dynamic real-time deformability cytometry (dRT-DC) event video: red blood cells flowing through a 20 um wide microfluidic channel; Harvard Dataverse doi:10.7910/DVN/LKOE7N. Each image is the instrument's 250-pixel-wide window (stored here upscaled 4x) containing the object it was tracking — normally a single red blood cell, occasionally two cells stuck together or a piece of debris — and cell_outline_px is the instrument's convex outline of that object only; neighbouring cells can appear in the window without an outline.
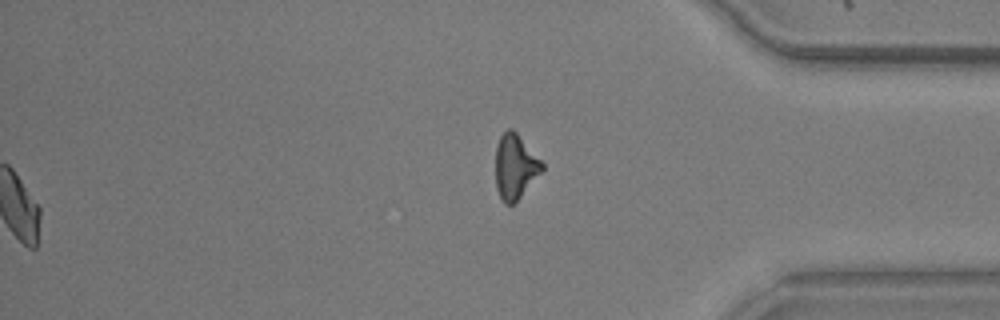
{"species": "common noctule bat (a hibernating species)", "species_latin": "Nyctalus noctula", "temperature_condition": "warm", "stored_images_in_passage": 51, "segment_of_instrument_passage": [2, 2], "camera_frame_rate_fps": 3000, "um_per_image_px": 0.085, "animal": {"sex": "male", "body_mass_g": 20.5, "forearm_length_mm": 52.5}, "frame": {"image": 1, "passage_image": 51, "time_ms": 16.667, "image_size_px": [1000, 320], "cell_outline_px": [[544, 168], [520, 196], [512, 204], [504, 204], [500, 200], [496, 188], [496, 148], [500, 136], [508, 128], [512, 128], [516, 132], [544, 164]], "centroid_in_image_um": [43.76, 14.16], "position_along_channel_um": 391.4, "area_um2": 17.22}}